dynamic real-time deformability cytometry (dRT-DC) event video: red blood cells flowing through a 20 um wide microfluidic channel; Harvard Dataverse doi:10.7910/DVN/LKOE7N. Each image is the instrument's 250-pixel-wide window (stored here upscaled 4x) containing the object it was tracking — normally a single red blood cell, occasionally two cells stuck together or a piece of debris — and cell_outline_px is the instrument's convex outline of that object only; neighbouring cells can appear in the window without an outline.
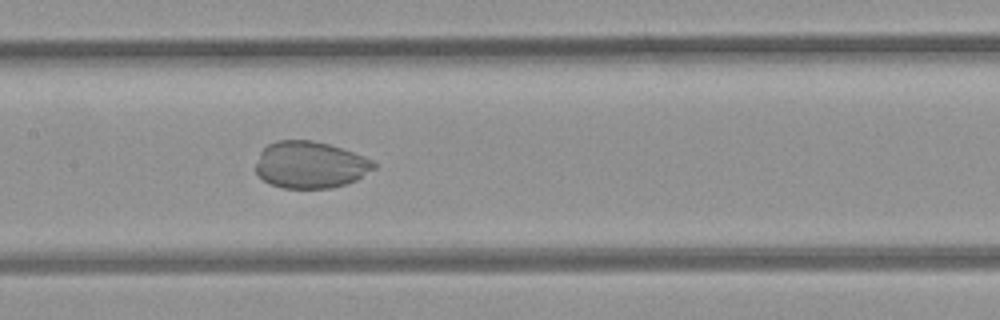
{"species": "common noctule bat (a hibernating species)", "species_latin": "Nyctalus noctula", "temperature_condition": "room temperature", "stored_images_in_passage": 36, "camera_frame_rate_fps": 3000, "um_per_image_px": 0.085, "animal": {"sex": "female", "body_mass_g": 21.9}, "frame": {"image": 1, "passage_image": 13, "time_ms": 4.0, "image_size_px": [1000, 320], "cell_outline_px": [[376, 168], [356, 180], [332, 188], [284, 188], [272, 184], [264, 180], [256, 172], [256, 164], [260, 152], [268, 144], [276, 140], [312, 140], [328, 144], [364, 156], [372, 160], [376, 164]], "centroid_in_image_um": [26.37, 14.0], "position_along_channel_um": 181.0, "area_um2": 32.08}}
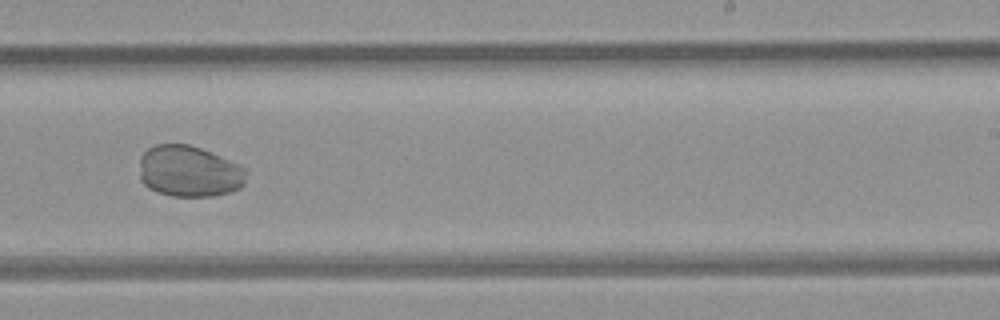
{"frame": {"image": 2, "passage_image": 20, "time_ms": 6.333, "image_size_px": [1000, 320], "cell_outline_px": [[248, 172], [244, 184], [240, 188], [216, 196], [172, 196], [156, 192], [148, 188], [140, 180], [140, 156], [148, 148], [156, 144], [188, 144], [212, 152], [244, 168]], "centroid_in_image_um": [16.06, 14.57], "position_along_channel_um": 272.9, "area_um2": 32.08}}
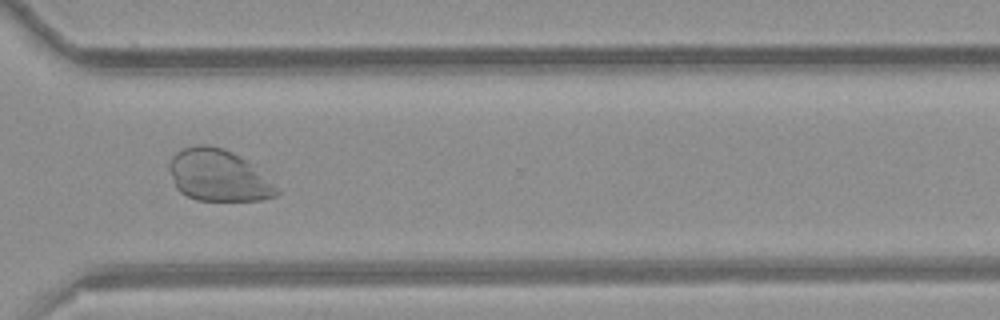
{"frame": {"image": 3, "passage_image": 26, "time_ms": 8.333, "image_size_px": [1000, 320], "cell_outline_px": [[280, 192], [276, 196], [264, 200], [196, 200], [180, 192], [176, 188], [168, 168], [168, 164], [172, 156], [180, 148], [196, 144], [208, 144], [224, 148], [240, 156], [280, 188]], "centroid_in_image_um": [18.54, 14.9], "position_along_channel_um": 352.1, "area_um2": 32.54}}